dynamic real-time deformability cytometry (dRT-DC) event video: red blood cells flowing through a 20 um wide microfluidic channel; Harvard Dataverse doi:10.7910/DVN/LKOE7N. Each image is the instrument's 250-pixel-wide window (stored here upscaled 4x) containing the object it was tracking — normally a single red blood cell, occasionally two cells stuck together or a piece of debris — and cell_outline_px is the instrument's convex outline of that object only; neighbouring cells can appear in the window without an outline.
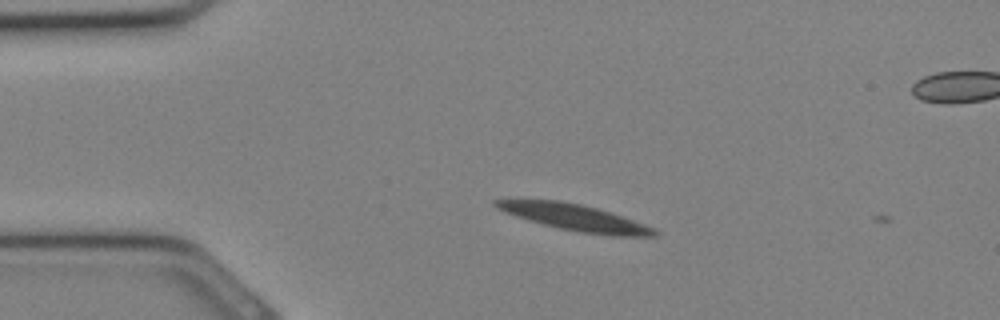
{"species": "Egyptian fruit bat (a non-hibernating species)", "species_latin": "Rousettus aegyptiacus", "temperature_condition": "cold", "stored_images_in_passage": 3, "camera_frame_rate_fps": 3000, "um_per_image_px": 0.085, "animal": {"sex": "female"}, "frame": {"image": 1, "passage_image": 2, "time_ms": 0.333, "image_size_px": [1000, 320], "cell_outline_px": [[660, 232], [656, 236], [612, 236], [580, 232], [560, 228], [528, 220], [504, 212], [496, 208], [492, 204], [492, 200], [560, 200], [580, 204], [596, 208], [656, 228]], "centroid_in_image_um": [48.86, 18.49], "position_along_channel_um": 36.1, "area_um2": 24.04}}